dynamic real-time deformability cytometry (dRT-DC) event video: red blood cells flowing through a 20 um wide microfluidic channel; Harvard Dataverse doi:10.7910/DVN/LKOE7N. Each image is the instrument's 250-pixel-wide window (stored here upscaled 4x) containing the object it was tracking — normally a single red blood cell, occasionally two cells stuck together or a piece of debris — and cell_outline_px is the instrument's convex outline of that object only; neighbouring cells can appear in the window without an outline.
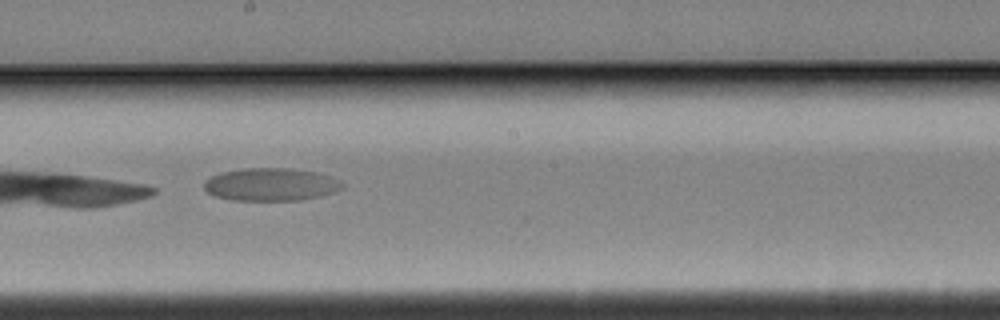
{"species": "Egyptian fruit bat (a non-hibernating species)", "species_latin": "Rousettus aegyptiacus", "temperature_condition": "cold", "stored_images_in_passage": 21, "camera_frame_rate_fps": 3000, "um_per_image_px": 0.085, "animal": {"sex": "female"}, "frame": {"image": 1, "passage_image": 18, "time_ms": 5.667, "image_size_px": [1000, 320], "cell_outline_px": [[344, 188], [320, 196], [300, 200], [232, 200], [216, 196], [208, 192], [204, 188], [204, 180], [212, 176], [224, 172], [248, 168], [288, 168], [316, 172], [332, 176], [340, 180], [344, 184]], "centroid_in_image_um": [23.06, 15.68], "position_along_channel_um": 225.1, "area_um2": 26.3}}